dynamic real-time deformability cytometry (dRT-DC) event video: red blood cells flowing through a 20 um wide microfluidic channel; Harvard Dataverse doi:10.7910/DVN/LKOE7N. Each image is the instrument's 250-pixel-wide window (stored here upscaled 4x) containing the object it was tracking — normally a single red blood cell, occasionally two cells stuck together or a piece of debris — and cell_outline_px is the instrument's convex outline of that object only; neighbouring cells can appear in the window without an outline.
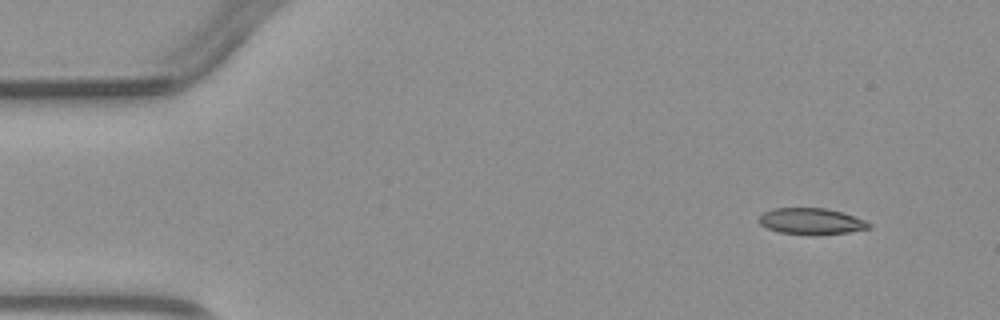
{"species": "common noctule bat (a hibernating species)", "species_latin": "Nyctalus noctula", "temperature_condition": "warm", "stored_images_in_passage": 4, "camera_frame_rate_fps": 3000, "um_per_image_px": 0.085, "animal": {"sex": "male", "body_mass_g": 23.1, "forearm_length_mm": 52.7}, "frame": {"image": 1, "passage_image": 1, "time_ms": 0.0, "image_size_px": [1000, 320], "cell_outline_px": [[872, 228], [848, 232], [816, 236], [808, 236], [780, 232], [768, 228], [760, 224], [760, 216], [764, 212], [772, 208], [824, 208], [840, 212], [864, 220], [872, 224]], "centroid_in_image_um": [68.97, 18.83], "position_along_channel_um": 16.0, "area_um2": 16.94}}
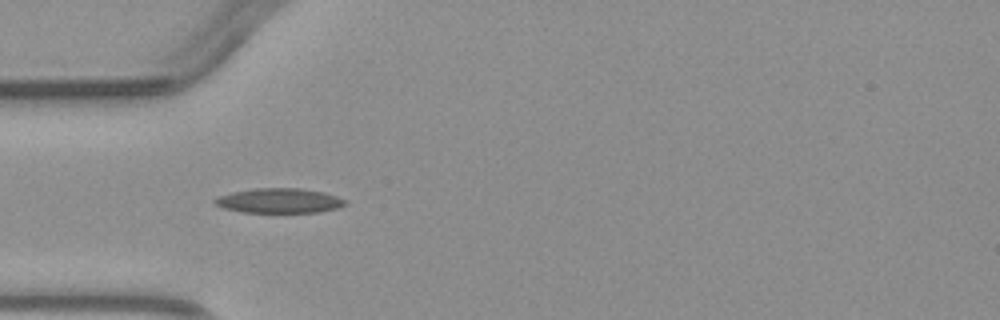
{"frame": {"image": 2, "passage_image": 3, "time_ms": 3.333, "image_size_px": [1000, 320], "cell_outline_px": [[348, 204], [336, 208], [320, 212], [240, 212], [224, 208], [216, 204], [212, 200], [220, 196], [232, 192], [256, 188], [300, 188], [324, 192], [348, 200]], "centroid_in_image_um": [23.77, 17.05], "position_along_channel_um": 61.2, "area_um2": 18.79}}
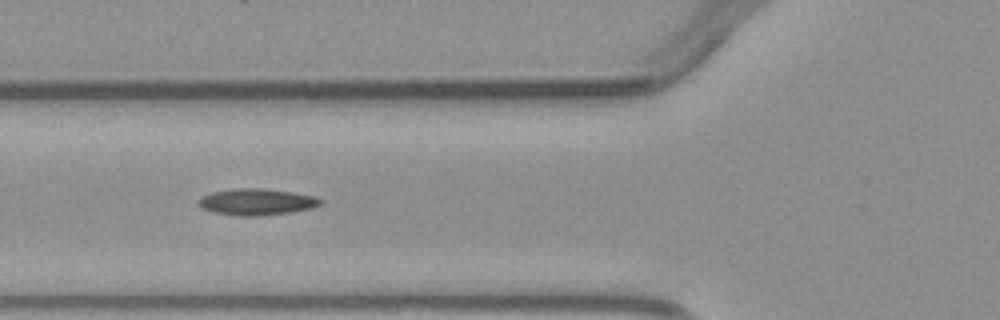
{"frame": {"image": 3, "passage_image": 4, "time_ms": 4.333, "image_size_px": [1000, 320], "cell_outline_px": [[324, 200], [320, 204], [312, 208], [288, 212], [256, 216], [240, 216], [212, 212], [200, 208], [196, 200], [200, 196], [212, 192], [236, 188], [264, 188], [292, 192], [312, 196]], "centroid_in_image_um": [21.74, 17.15], "position_along_channel_um": 104.1, "area_um2": 18.84}}